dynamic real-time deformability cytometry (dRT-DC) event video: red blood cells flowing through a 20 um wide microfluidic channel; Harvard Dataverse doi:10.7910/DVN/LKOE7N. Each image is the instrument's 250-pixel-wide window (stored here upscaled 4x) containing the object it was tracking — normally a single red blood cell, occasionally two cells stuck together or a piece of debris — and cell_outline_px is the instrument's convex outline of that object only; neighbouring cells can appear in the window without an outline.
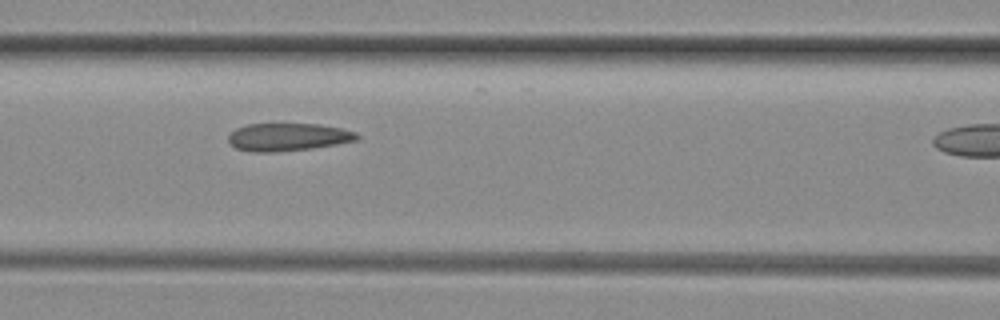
{"species": "common noctule bat (a hibernating species)", "species_latin": "Nyctalus noctula", "temperature_condition": "room temperature", "stored_images_in_passage": 5, "camera_frame_rate_fps": 3000, "um_per_image_px": 0.085, "animal": {"sex": "female", "body_mass_g": 29.2, "forearm_length_mm": 56.3}, "frame": {"image": 1, "passage_image": 4, "time_ms": 1.0, "image_size_px": [1000, 320], "cell_outline_px": [[360, 136], [356, 140], [336, 144], [312, 148], [272, 152], [252, 152], [236, 148], [228, 140], [228, 136], [236, 128], [248, 124], [320, 124], [340, 128], [356, 132]], "centroid_in_image_um": [24.47, 11.64], "position_along_channel_um": 142.1, "area_um2": 20.63}}